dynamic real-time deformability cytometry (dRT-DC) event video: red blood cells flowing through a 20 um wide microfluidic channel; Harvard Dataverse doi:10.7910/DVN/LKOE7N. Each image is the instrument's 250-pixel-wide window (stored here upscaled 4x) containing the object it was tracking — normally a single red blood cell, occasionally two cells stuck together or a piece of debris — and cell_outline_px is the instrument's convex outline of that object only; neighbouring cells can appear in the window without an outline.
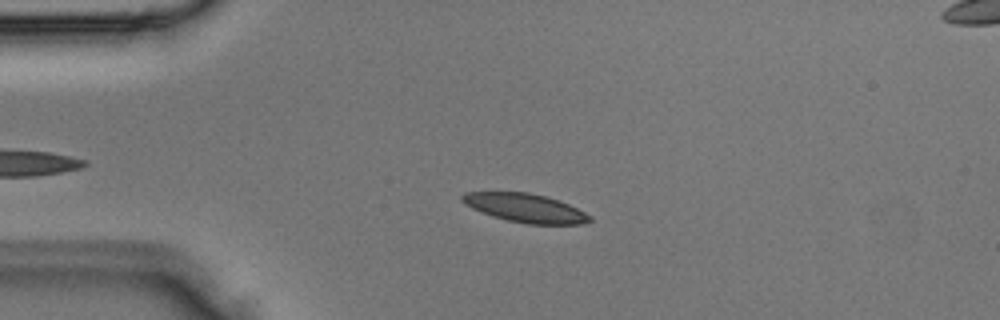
{"species": "Egyptian fruit bat (a non-hibernating species)", "species_latin": "Rousettus aegyptiacus", "temperature_condition": "room temperature", "stored_images_in_passage": 1, "camera_frame_rate_fps": 3000, "um_per_image_px": 0.085, "animal": {"sex": "male"}, "frame": {"image": 1, "passage_image": 1, "time_ms": 0.0, "image_size_px": [1000, 320], "cell_outline_px": [[592, 220], [580, 224], [528, 224], [508, 220], [492, 216], [472, 208], [464, 204], [460, 200], [460, 196], [464, 192], [528, 192], [544, 196], [568, 204], [592, 216]], "centroid_in_image_um": [44.61, 17.67], "position_along_channel_um": 40.4, "area_um2": 21.15}}